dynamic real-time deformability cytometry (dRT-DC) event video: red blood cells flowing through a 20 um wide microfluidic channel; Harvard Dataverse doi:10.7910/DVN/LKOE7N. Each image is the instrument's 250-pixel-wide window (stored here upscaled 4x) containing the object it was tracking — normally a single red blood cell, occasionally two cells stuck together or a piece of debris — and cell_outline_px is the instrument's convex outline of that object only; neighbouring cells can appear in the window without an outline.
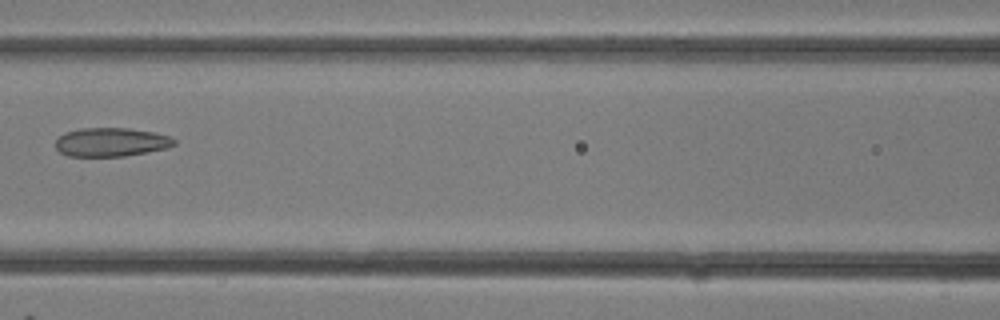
{"species": "common noctule bat (a hibernating species)", "species_latin": "Nyctalus noctula", "temperature_condition": "room temperature", "stored_images_in_passage": 20, "camera_frame_rate_fps": 3000, "um_per_image_px": 0.085, "animal": {"sex": "female"}, "frame": {"image": 1, "passage_image": 15, "time_ms": 4.667, "image_size_px": [1000, 320], "cell_outline_px": [[176, 144], [168, 148], [124, 156], [68, 156], [60, 152], [56, 148], [56, 140], [64, 132], [80, 128], [128, 128], [156, 132], [168, 136], [176, 140]], "centroid_in_image_um": [9.45, 12.07], "position_along_channel_um": 157.1, "area_um2": 19.94}}
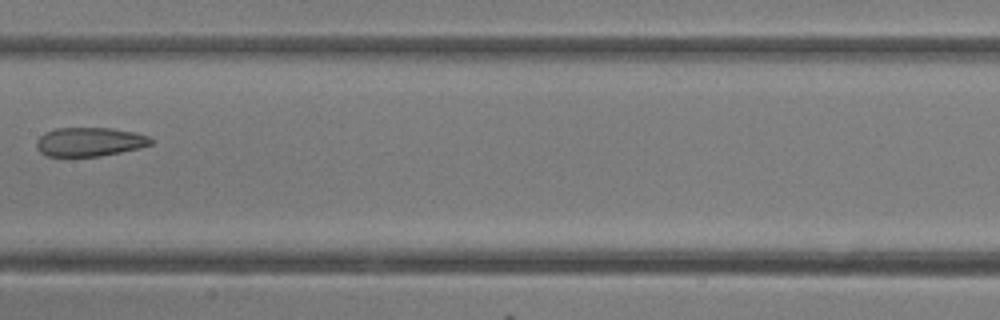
{"frame": {"image": 2, "passage_image": 17, "time_ms": 5.333, "image_size_px": [1000, 320], "cell_outline_px": [[152, 144], [140, 148], [100, 156], [48, 156], [40, 152], [36, 148], [36, 140], [44, 132], [56, 128], [112, 128], [136, 132], [148, 136], [152, 140]], "centroid_in_image_um": [7.61, 12.05], "position_along_channel_um": 199.8, "area_um2": 19.36}}
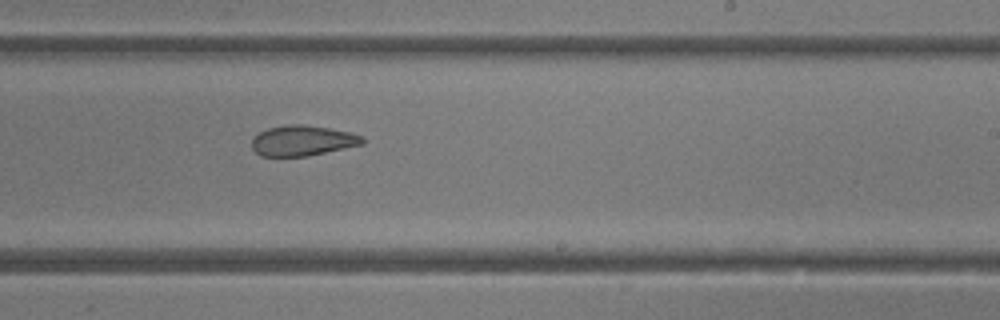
{"frame": {"image": 3, "passage_image": 20, "time_ms": 6.333, "image_size_px": [1000, 320], "cell_outline_px": [[364, 144], [308, 156], [260, 156], [252, 148], [252, 140], [260, 132], [268, 128], [288, 124], [304, 124], [352, 132], [360, 136], [364, 140]], "centroid_in_image_um": [25.72, 11.95], "position_along_channel_um": 263.3, "area_um2": 19.54}}